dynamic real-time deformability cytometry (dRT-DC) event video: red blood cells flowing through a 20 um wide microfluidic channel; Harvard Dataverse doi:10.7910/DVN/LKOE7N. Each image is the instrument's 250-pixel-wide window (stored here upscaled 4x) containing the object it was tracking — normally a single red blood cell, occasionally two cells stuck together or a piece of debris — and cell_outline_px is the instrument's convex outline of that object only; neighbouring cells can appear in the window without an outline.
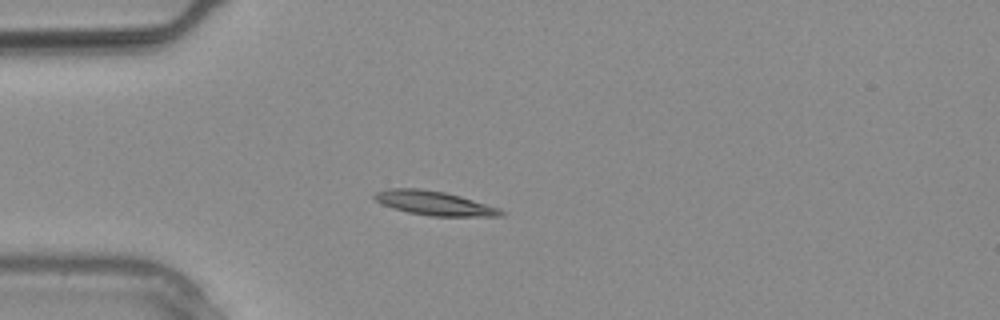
{"species": "common noctule bat (a hibernating species)", "species_latin": "Nyctalus noctula", "temperature_condition": "warm", "stored_images_in_passage": 2, "camera_frame_rate_fps": 3000, "um_per_image_px": 0.085, "animal": {"sex": "male", "body_mass_g": 20.4}, "frame": {"image": 1, "passage_image": 2, "time_ms": 0.333, "image_size_px": [1000, 320], "cell_outline_px": [[504, 216], [432, 216], [408, 212], [392, 208], [376, 200], [372, 196], [376, 192], [388, 188], [420, 188], [444, 192], [460, 196], [500, 208], [504, 212]], "centroid_in_image_um": [36.91, 17.26], "position_along_channel_um": 48.1, "area_um2": 17.69}}